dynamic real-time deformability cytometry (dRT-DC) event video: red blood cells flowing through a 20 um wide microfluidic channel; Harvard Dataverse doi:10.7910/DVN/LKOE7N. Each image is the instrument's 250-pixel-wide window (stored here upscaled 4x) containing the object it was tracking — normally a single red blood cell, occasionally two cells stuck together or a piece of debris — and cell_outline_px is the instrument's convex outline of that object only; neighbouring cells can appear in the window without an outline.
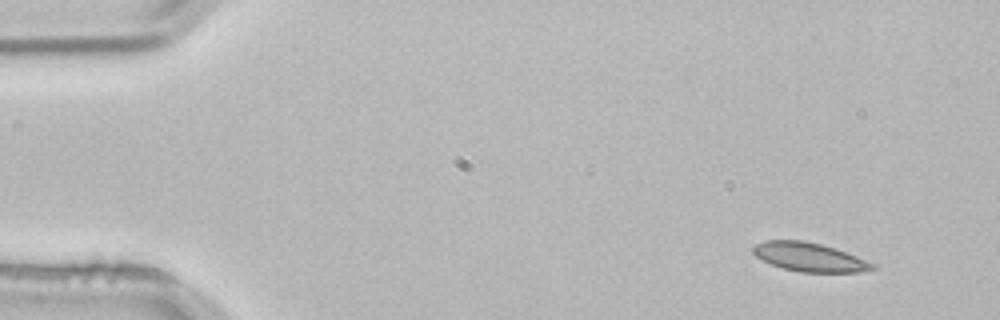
{"species": "common noctule bat (a hibernating species)", "species_latin": "Nyctalus noctula", "temperature_condition": "room temperature", "stored_images_in_passage": 3, "camera_frame_rate_fps": 3000, "um_per_image_px": 0.085, "animal": {"sex": "male", "body_mass_g": 21.5, "forearm_length_mm": 52.0}, "frame": {"image": 1, "passage_image": 1, "time_ms": 0.0, "image_size_px": [1000, 320], "cell_outline_px": [[876, 268], [860, 272], [800, 272], [784, 268], [772, 264], [756, 256], [752, 252], [752, 248], [756, 244], [764, 240], [804, 240], [820, 244], [856, 256], [876, 264]], "centroid_in_image_um": [68.79, 21.85], "position_along_channel_um": 16.2, "area_um2": 19.77}}